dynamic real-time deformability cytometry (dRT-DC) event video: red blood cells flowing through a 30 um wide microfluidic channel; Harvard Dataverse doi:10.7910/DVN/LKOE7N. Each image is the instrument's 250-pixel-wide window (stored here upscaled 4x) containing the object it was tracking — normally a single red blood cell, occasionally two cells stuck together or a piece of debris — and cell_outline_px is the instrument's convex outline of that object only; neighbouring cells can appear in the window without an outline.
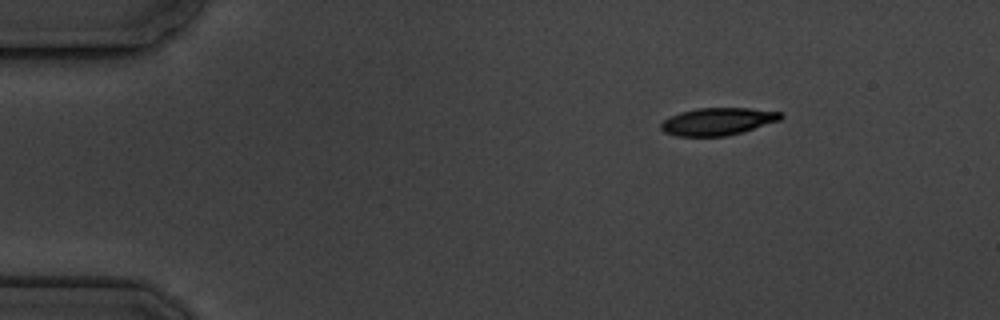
{"species": "common noctule bat (a hibernating species)", "species_latin": "Nyctalus noctula", "temperature_condition": "cold", "stored_images_in_passage": 5, "camera_frame_rate_fps": 3000, "um_per_image_px": 0.085, "animal": {"sex": "male", "body_mass_g": 19.5, "forearm_length_mm": 54.6}, "frame": {"image": 1, "passage_image": 1, "time_ms": 0.0, "image_size_px": [1000, 320], "cell_outline_px": [[784, 116], [780, 120], [744, 132], [724, 136], [676, 136], [664, 132], [660, 128], [660, 124], [664, 120], [680, 112], [696, 108], [748, 108], [784, 112]], "centroid_in_image_um": [61.04, 10.32], "position_along_channel_um": 24.0, "area_um2": 19.25}}